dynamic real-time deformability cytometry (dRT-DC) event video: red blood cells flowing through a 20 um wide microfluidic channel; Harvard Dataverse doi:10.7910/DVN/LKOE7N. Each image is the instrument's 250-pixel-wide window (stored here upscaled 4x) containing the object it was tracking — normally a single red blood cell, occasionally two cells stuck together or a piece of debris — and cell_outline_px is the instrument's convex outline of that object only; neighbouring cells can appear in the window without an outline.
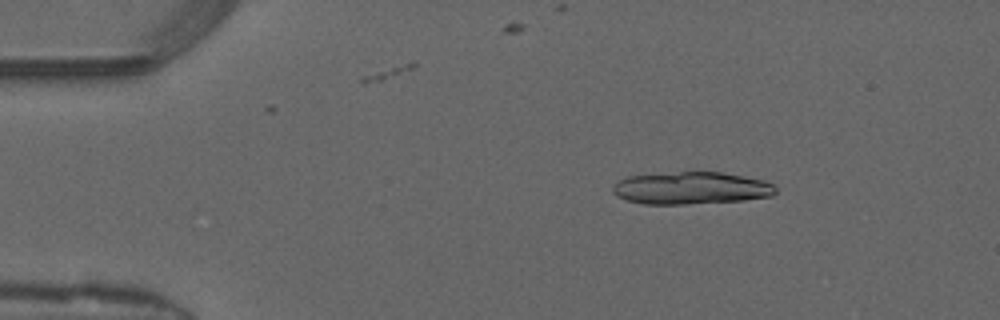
{"species": "common noctule bat (a hibernating species)", "species_latin": "Nyctalus noctula", "temperature_condition": "warm", "stored_images_in_passage": 51, "camera_frame_rate_fps": 3000, "um_per_image_px": 0.085, "animal": {"sex": "male", "forearm_length_mm": 52.5}, "frame": {"image": 1, "passage_image": 8, "time_ms": 2.333, "image_size_px": [1000, 320], "cell_outline_px": [[776, 192], [772, 196], [744, 200], [684, 204], [644, 204], [628, 200], [616, 196], [612, 192], [612, 188], [620, 180], [628, 176], [680, 172], [720, 172], [764, 180], [772, 184], [776, 188]], "centroid_in_image_um": [58.76, 15.99], "position_along_channel_um": 26.2, "area_um2": 30.46}, "authors_computed_cell_mechanics": {"area_um2": 16.6464, "velocity_mm_per_s": 4.1643, "shape_relaxation_time_tau1_ms": 6.5624, "shape_relaxation_time_tau2_ms": 10.0294, "deformation_change_tau1": 0.2374, "deformation_change_tau2": 0.2034}}